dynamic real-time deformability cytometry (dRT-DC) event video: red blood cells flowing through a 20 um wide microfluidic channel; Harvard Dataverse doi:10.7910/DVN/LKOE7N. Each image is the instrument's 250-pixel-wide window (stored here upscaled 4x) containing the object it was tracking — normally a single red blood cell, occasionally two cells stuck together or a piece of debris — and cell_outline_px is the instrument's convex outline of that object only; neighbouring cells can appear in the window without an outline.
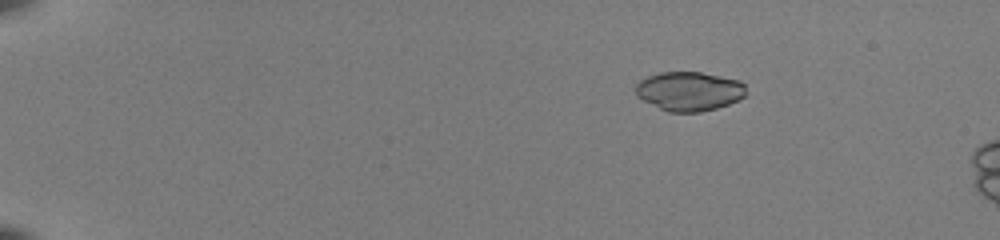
{"species": "common noctule bat (a hibernating species)", "species_latin": "Nyctalus noctula", "temperature_condition": "room temperature", "stored_images_in_passage": 18, "camera_frame_rate_fps": 3000, "um_per_image_px": 0.085, "animal": {"sex": "female", "body_mass_g": 22.0, "forearm_length_mm": 56.7}, "frame": {"image": 1, "passage_image": 11, "time_ms": 3.333, "image_size_px": [1000, 240], "cell_outline_px": [[748, 92], [744, 96], [728, 104], [716, 108], [700, 112], [668, 112], [636, 96], [636, 84], [640, 80], [648, 76], [660, 72], [700, 72], [740, 80], [744, 84]], "centroid_in_image_um": [58.59, 7.75], "position_along_channel_um": 26.4, "area_um2": 25.14}}